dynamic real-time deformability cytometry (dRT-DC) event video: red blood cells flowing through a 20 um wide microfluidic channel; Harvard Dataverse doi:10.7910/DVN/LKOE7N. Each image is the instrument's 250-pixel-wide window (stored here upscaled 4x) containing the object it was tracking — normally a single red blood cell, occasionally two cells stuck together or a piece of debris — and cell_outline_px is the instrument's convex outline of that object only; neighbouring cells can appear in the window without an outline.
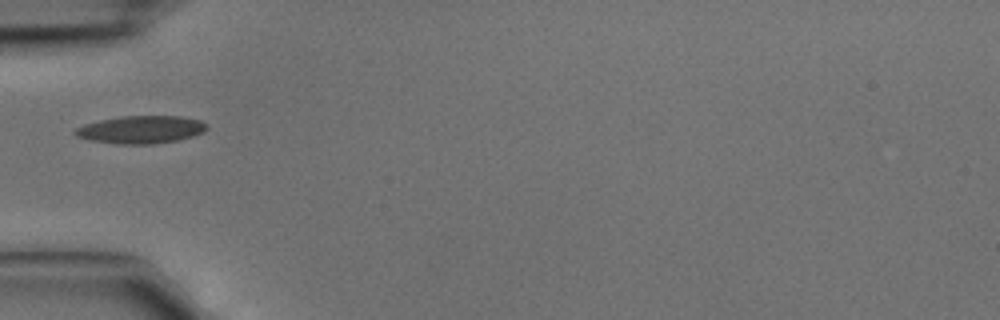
{"species": "common noctule bat (a hibernating species)", "species_latin": "Nyctalus noctula", "temperature_condition": "cold", "stored_images_in_passage": 3, "camera_frame_rate_fps": 3000, "um_per_image_px": 0.085, "animal": {"sex": "male", "body_mass_g": 15.6}, "frame": {"image": 1, "passage_image": 2, "time_ms": 0.333, "image_size_px": [1000, 320], "cell_outline_px": [[208, 128], [204, 132], [192, 136], [176, 140], [152, 144], [116, 144], [88, 140], [76, 136], [72, 132], [76, 128], [84, 124], [100, 120], [120, 116], [180, 116], [200, 120], [208, 124]], "centroid_in_image_um": [11.96, 11.01], "position_along_channel_um": 73.0, "area_um2": 21.39}}